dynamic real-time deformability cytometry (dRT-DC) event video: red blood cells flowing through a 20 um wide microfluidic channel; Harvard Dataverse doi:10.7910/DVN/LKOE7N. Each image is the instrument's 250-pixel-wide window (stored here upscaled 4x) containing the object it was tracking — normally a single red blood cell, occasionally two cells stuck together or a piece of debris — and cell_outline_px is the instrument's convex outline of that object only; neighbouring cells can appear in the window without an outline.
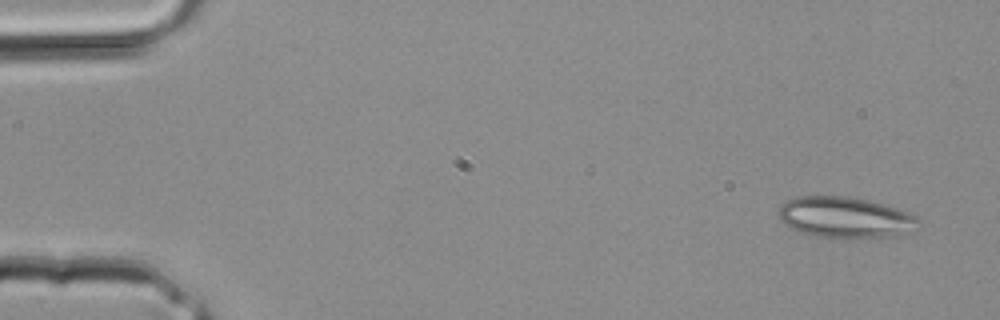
{"species": "common noctule bat (a hibernating species)", "species_latin": "Nyctalus noctula", "temperature_condition": "room temperature", "stored_images_in_passage": 3, "camera_frame_rate_fps": 3000, "um_per_image_px": 0.085, "animal": {"sex": "male", "body_mass_g": 20.4}, "frame": {"image": 1, "passage_image": 1, "time_ms": 0.0, "image_size_px": [1000, 320], "cell_outline_px": [[920, 220], [900, 232], [888, 236], [852, 240], [812, 236], [788, 228], [780, 220], [780, 204], [796, 196], [848, 196], [868, 200], [896, 208], [908, 212], [916, 216]], "centroid_in_image_um": [71.7, 18.49], "position_along_channel_um": 13.3, "area_um2": 33.29}}